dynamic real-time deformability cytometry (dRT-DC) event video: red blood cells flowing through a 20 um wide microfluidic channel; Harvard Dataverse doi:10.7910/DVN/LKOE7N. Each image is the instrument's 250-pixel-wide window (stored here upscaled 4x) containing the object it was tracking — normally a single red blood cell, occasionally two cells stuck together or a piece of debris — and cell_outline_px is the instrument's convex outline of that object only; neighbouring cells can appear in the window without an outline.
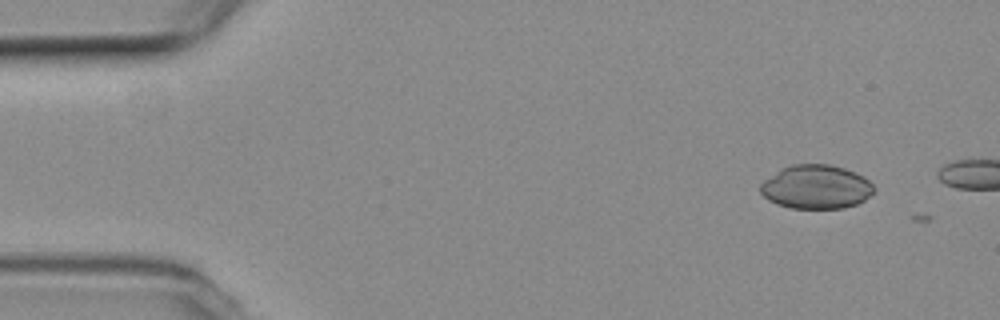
{"species": "common noctule bat (a hibernating species)", "species_latin": "Nyctalus noctula", "temperature_condition": "room temperature", "stored_images_in_passage": 3, "camera_frame_rate_fps": 3000, "um_per_image_px": 0.085, "animal": {"sex": "female", "body_mass_g": 19.3, "forearm_length_mm": 54.1}, "frame": {"image": 1, "passage_image": 2, "time_ms": 0.333, "image_size_px": [1000, 320], "cell_outline_px": [[876, 188], [864, 200], [856, 204], [844, 208], [792, 208], [776, 204], [768, 200], [760, 192], [760, 184], [764, 180], [784, 168], [792, 164], [828, 164], [844, 168], [856, 172], [864, 176]], "centroid_in_image_um": [69.38, 15.89], "position_along_channel_um": 15.6, "area_um2": 28.9}}